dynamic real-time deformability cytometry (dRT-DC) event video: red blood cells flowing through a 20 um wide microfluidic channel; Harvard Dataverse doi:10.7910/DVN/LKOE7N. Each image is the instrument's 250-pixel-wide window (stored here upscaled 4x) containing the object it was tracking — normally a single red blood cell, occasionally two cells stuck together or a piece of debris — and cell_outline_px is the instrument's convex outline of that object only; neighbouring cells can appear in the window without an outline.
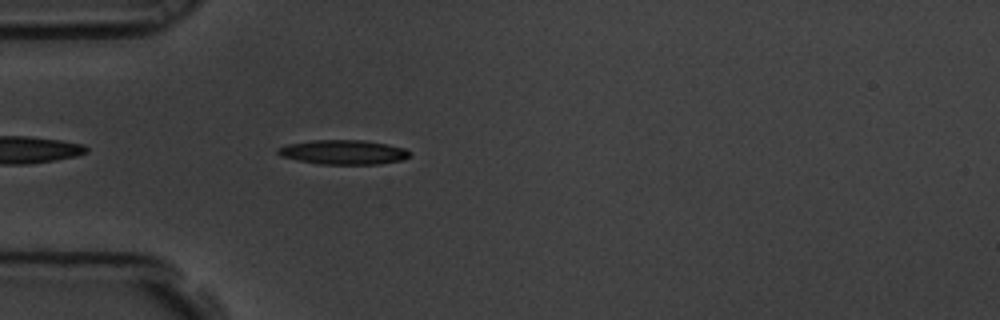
{"species": "common noctule bat (a hibernating species)", "species_latin": "Nyctalus noctula", "temperature_condition": "room temperature", "stored_images_in_passage": 5, "camera_frame_rate_fps": 3000, "um_per_image_px": 0.085, "animal": {"sex": "male", "body_mass_g": 19.5, "forearm_length_mm": 54.6}, "frame": {"image": 1, "passage_image": 5, "time_ms": 1.333, "image_size_px": [1000, 320], "cell_outline_px": [[412, 152], [404, 160], [380, 164], [320, 164], [296, 160], [280, 156], [276, 152], [276, 148], [288, 144], [312, 140], [364, 140], [388, 144], [404, 148]], "centroid_in_image_um": [29.18, 12.93], "position_along_channel_um": 55.8, "area_um2": 18.96}}